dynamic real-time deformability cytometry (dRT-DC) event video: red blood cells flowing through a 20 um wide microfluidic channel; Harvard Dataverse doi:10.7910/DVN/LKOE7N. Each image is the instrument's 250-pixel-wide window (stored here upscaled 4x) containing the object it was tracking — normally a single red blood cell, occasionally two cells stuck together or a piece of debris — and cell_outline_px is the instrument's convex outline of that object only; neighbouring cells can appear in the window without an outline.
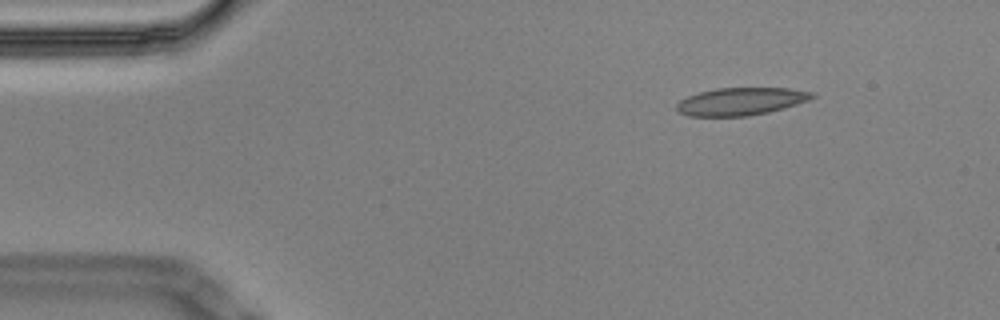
{"species": "Egyptian fruit bat (a non-hibernating species)", "species_latin": "Rousettus aegyptiacus", "temperature_condition": "cold", "stored_images_in_passage": 5, "camera_frame_rate_fps": 3000, "um_per_image_px": 0.085, "animal": {"sex": "male"}, "frame": {"image": 1, "passage_image": 2, "time_ms": 0.333, "image_size_px": [1000, 320], "cell_outline_px": [[816, 96], [808, 100], [784, 108], [768, 112], [748, 116], [688, 116], [680, 112], [676, 108], [676, 104], [680, 100], [688, 96], [700, 92], [716, 88], [788, 88], [816, 92]], "centroid_in_image_um": [62.99, 8.61], "position_along_channel_um": 22.0, "area_um2": 21.79}}